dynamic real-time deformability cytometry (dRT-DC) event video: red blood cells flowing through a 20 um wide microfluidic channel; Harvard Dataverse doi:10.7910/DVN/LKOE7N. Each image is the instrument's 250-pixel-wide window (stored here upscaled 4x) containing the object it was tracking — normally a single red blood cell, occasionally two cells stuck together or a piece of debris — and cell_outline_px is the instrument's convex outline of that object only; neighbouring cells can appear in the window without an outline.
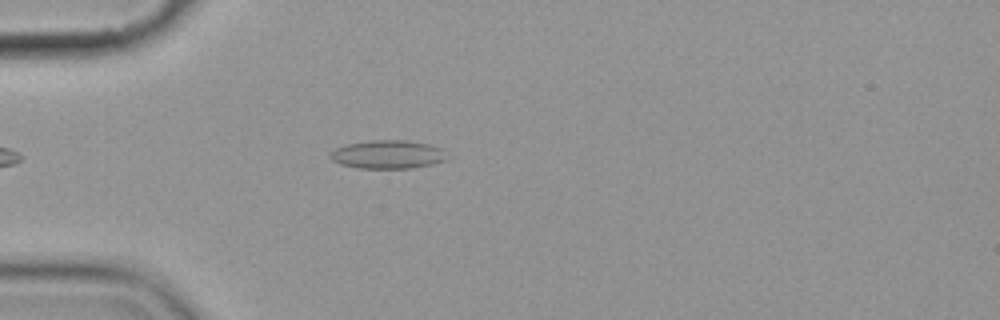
{"species": "common noctule bat (a hibernating species)", "species_latin": "Nyctalus noctula", "temperature_condition": "cold", "stored_images_in_passage": 3, "camera_frame_rate_fps": 3000, "um_per_image_px": 0.085, "animal": {"sex": "female", "body_mass_g": 19.9}, "frame": {"image": 1, "passage_image": 3, "time_ms": 2.333, "image_size_px": [1000, 320], "cell_outline_px": [[448, 160], [432, 164], [412, 168], [360, 168], [340, 164], [332, 160], [332, 152], [336, 148], [348, 144], [372, 140], [408, 140], [428, 144], [444, 148]], "centroid_in_image_um": [33.04, 13.12], "position_along_channel_um": 52.0, "area_um2": 19.31}}